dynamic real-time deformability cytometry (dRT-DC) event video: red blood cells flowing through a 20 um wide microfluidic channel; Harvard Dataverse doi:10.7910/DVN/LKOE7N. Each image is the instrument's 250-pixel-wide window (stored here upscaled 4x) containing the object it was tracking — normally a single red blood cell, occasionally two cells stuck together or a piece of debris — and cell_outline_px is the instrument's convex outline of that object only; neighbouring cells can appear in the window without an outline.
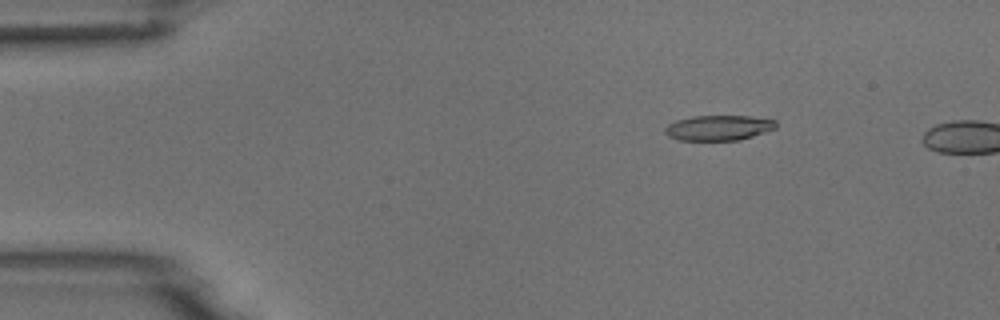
{"species": "common noctule bat (a hibernating species)", "species_latin": "Nyctalus noctula", "temperature_condition": "room temperature", "stored_images_in_passage": 4, "camera_frame_rate_fps": 3000, "um_per_image_px": 0.085, "animal": {"sex": "male", "body_mass_g": 18.8}, "frame": {"image": 1, "passage_image": 3, "time_ms": 2.333, "image_size_px": [1000, 320], "cell_outline_px": [[776, 128], [740, 140], [680, 140], [668, 136], [664, 132], [664, 128], [668, 124], [676, 120], [692, 116], [748, 116], [776, 120]], "centroid_in_image_um": [61.05, 10.86], "position_along_channel_um": 23.9, "area_um2": 16.24}}